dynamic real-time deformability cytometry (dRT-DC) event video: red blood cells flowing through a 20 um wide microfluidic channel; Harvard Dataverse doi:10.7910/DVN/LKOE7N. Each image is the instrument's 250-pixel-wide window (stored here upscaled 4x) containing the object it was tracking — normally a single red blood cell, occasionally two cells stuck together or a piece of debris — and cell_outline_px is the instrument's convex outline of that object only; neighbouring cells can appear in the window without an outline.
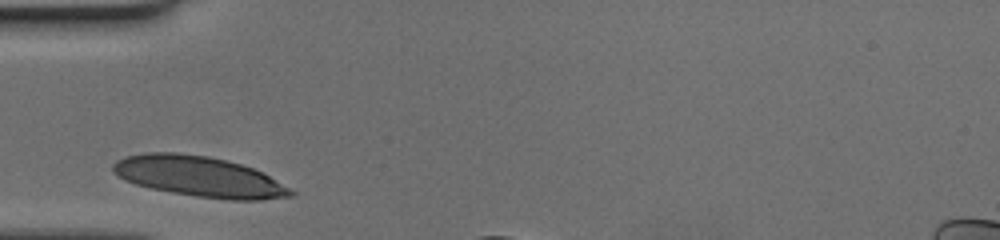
{"species": "human", "species_latin": "Homo sapiens", "temperature_condition": "cold", "stored_images_in_passage": 25, "camera_frame_rate_fps": 3000, "um_per_image_px": 0.085, "donor": {"sex": "female"}, "frame": {"image": 1, "passage_image": 1, "time_ms": 0.0, "image_size_px": [1000, 240], "cell_outline_px": [[296, 196], [260, 200], [228, 200], [196, 196], [172, 192], [152, 188], [136, 184], [124, 180], [112, 172], [112, 164], [116, 160], [124, 156], [144, 152], [176, 152], [208, 156], [240, 164], [252, 168], [268, 176], [296, 192]], "centroid_in_image_um": [16.89, 15.0], "position_along_channel_um": 68.1, "area_um2": 41.85}}
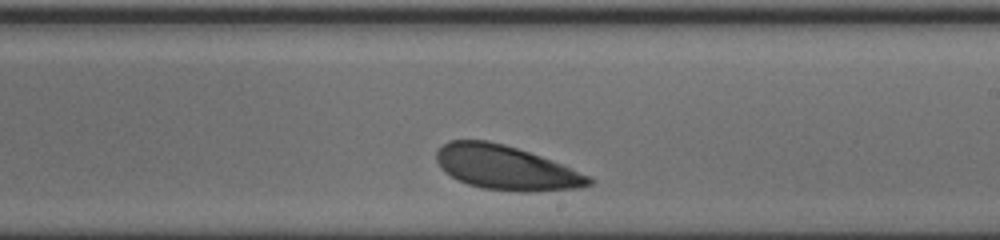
{"frame": {"image": 2, "passage_image": 15, "time_ms": 4.667, "image_size_px": [1000, 240], "cell_outline_px": [[592, 184], [576, 188], [532, 192], [516, 192], [484, 188], [468, 184], [444, 172], [440, 168], [436, 160], [436, 152], [448, 140], [488, 140], [504, 144], [540, 156], [560, 164], [588, 176], [592, 180]], "centroid_in_image_um": [42.95, 14.25], "position_along_channel_um": 246.1, "area_um2": 38.84}}
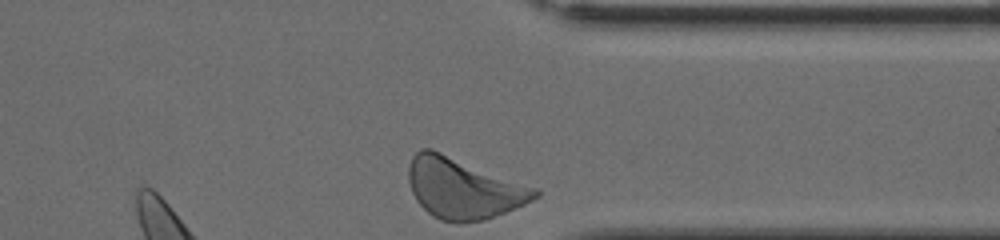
{"frame": {"image": 3, "passage_image": 25, "time_ms": 8.0, "image_size_px": [1000, 240], "cell_outline_px": [[540, 196], [524, 204], [484, 220], [460, 224], [456, 224], [440, 220], [432, 216], [416, 200], [412, 192], [408, 180], [408, 168], [412, 156], [420, 148], [432, 148], [540, 188]], "centroid_in_image_um": [39.4, 15.99], "position_along_channel_um": 372.0, "area_um2": 45.32}}